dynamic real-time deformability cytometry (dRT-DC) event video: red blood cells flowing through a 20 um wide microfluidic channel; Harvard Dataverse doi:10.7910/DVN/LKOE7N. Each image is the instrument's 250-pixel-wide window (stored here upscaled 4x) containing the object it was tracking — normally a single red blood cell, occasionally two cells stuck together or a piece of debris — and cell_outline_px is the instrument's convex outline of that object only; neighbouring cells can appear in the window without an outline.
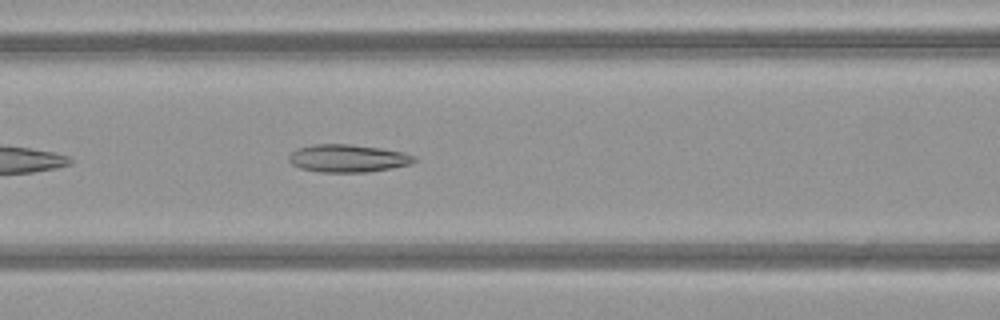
{"species": "common noctule bat (a hibernating species)", "species_latin": "Nyctalus noctula", "temperature_condition": "warm", "stored_images_in_passage": 13, "camera_frame_rate_fps": 3000, "um_per_image_px": 0.085, "animal": {"sex": "female", "body_mass_g": 21.9}, "frame": {"image": 1, "passage_image": 8, "time_ms": 2.333, "image_size_px": [1000, 320], "cell_outline_px": [[416, 160], [412, 164], [392, 168], [368, 172], [320, 172], [300, 168], [292, 164], [288, 160], [288, 156], [296, 148], [312, 144], [348, 144], [380, 148], [404, 152], [416, 156]], "centroid_in_image_um": [29.57, 13.45], "position_along_channel_um": 137.0, "area_um2": 20.4}}